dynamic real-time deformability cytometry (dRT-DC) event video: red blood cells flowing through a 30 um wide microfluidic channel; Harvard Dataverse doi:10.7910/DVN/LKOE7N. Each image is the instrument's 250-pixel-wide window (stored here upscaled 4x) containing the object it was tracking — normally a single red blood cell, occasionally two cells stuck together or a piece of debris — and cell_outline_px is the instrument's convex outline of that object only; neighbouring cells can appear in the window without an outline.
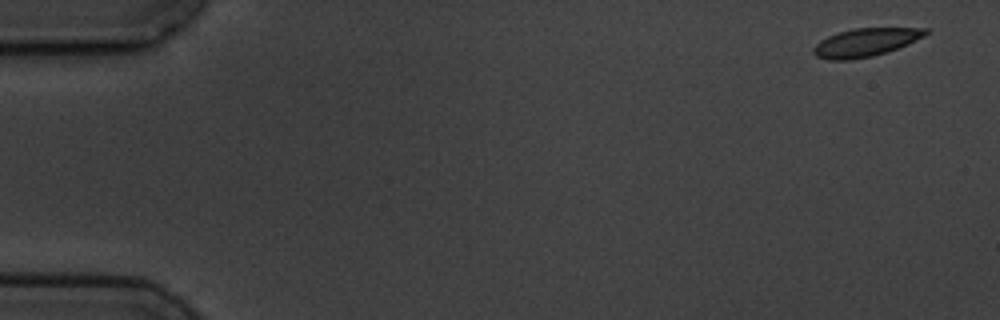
{"species": "common noctule bat (a hibernating species)", "species_latin": "Nyctalus noctula", "temperature_condition": "cold", "stored_images_in_passage": 5, "camera_frame_rate_fps": 3000, "um_per_image_px": 0.085, "animal": {"sex": "male", "body_mass_g": 19.5, "forearm_length_mm": 54.6}, "frame": {"image": 1, "passage_image": 1, "time_ms": 0.0, "image_size_px": [1000, 320], "cell_outline_px": [[928, 32], [924, 36], [908, 44], [872, 56], [848, 60], [828, 60], [816, 56], [812, 52], [812, 48], [820, 40], [828, 36], [840, 32], [856, 28], [928, 28]], "centroid_in_image_um": [73.54, 3.6], "position_along_channel_um": 11.5, "area_um2": 18.21}}
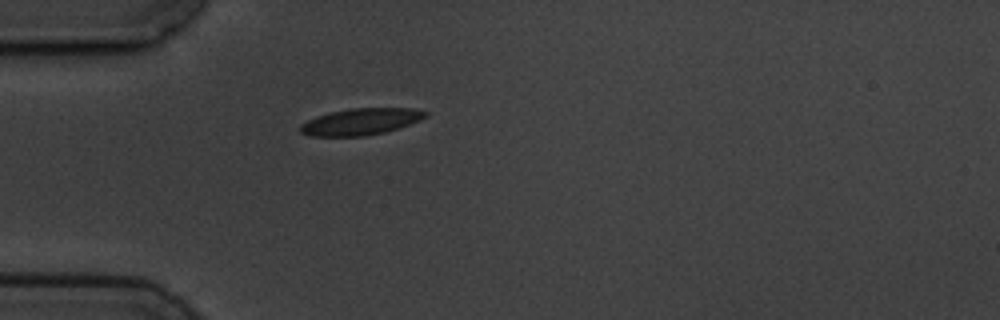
{"frame": {"image": 2, "passage_image": 5, "time_ms": 4.667, "image_size_px": [1000, 320], "cell_outline_px": [[428, 116], [420, 120], [384, 132], [364, 136], [312, 136], [300, 132], [300, 124], [316, 116], [332, 112], [352, 108], [412, 108], [428, 112]], "centroid_in_image_um": [30.66, 10.33], "position_along_channel_um": 54.3, "area_um2": 19.19}}